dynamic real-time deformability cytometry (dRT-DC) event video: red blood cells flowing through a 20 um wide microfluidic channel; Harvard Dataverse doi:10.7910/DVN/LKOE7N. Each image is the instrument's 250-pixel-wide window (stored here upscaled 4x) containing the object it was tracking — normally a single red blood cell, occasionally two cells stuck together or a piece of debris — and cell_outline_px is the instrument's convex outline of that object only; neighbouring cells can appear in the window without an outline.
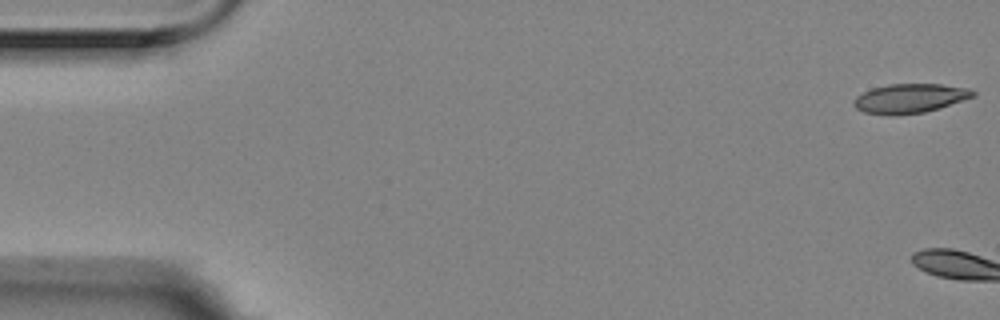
{"species": "Egyptian fruit bat (a non-hibernating species)", "species_latin": "Rousettus aegyptiacus", "temperature_condition": "room temperature", "stored_images_in_passage": 6, "camera_frame_rate_fps": 3000, "um_per_image_px": 0.085, "animal": {"sex": "female"}, "frame": {"image": 1, "passage_image": 1, "time_ms": 0.0, "image_size_px": [1000, 320], "cell_outline_px": [[976, 96], [940, 108], [924, 112], [896, 116], [888, 116], [864, 112], [856, 108], [852, 104], [852, 100], [856, 96], [872, 88], [888, 84], [940, 84], [968, 88], [976, 92]], "centroid_in_image_um": [77.32, 8.37], "position_along_channel_um": 7.7, "area_um2": 20.63}}
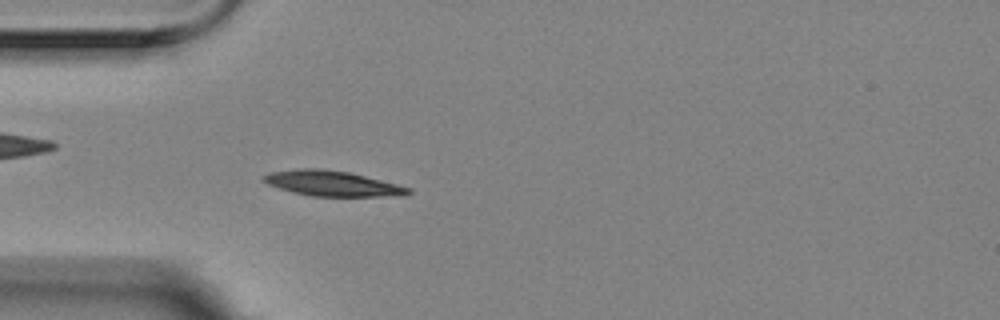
{"frame": {"image": 2, "passage_image": 6, "time_ms": 1.667, "image_size_px": [1000, 320], "cell_outline_px": [[412, 192], [404, 196], [312, 196], [292, 192], [268, 184], [260, 180], [260, 176], [272, 172], [296, 168], [320, 168], [348, 172], [412, 188]], "centroid_in_image_um": [28.21, 15.59], "position_along_channel_um": 56.8, "area_um2": 21.33}}